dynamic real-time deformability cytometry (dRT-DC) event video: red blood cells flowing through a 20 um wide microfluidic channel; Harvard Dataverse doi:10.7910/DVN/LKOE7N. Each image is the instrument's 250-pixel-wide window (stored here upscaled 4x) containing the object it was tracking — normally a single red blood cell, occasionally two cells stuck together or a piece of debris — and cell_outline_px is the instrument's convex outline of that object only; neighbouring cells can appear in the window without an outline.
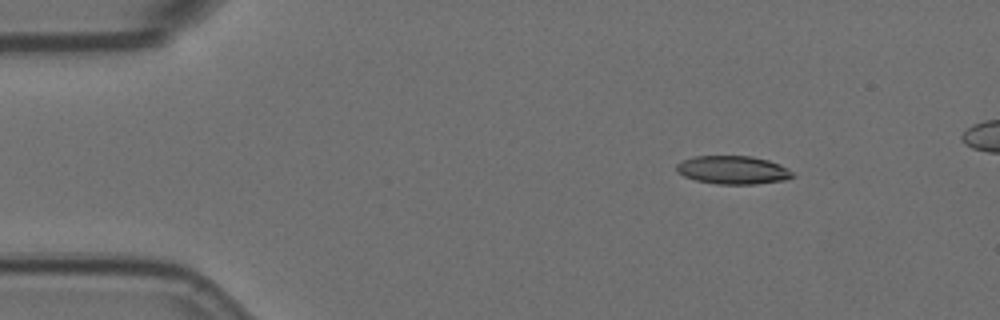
{"species": "Egyptian fruit bat (a non-hibernating species)", "species_latin": "Rousettus aegyptiacus", "temperature_condition": "room temperature", "stored_images_in_passage": 6, "camera_frame_rate_fps": 3000, "um_per_image_px": 0.085, "animal": {"sex": "female"}, "frame": {"image": 1, "passage_image": 3, "time_ms": 0.667, "image_size_px": [1000, 320], "cell_outline_px": [[796, 176], [784, 180], [756, 184], [716, 184], [696, 180], [684, 176], [676, 172], [676, 164], [684, 160], [696, 156], [752, 156], [768, 160], [780, 164], [788, 168]], "centroid_in_image_um": [62.31, 14.45], "position_along_channel_um": 22.7, "area_um2": 19.19}}